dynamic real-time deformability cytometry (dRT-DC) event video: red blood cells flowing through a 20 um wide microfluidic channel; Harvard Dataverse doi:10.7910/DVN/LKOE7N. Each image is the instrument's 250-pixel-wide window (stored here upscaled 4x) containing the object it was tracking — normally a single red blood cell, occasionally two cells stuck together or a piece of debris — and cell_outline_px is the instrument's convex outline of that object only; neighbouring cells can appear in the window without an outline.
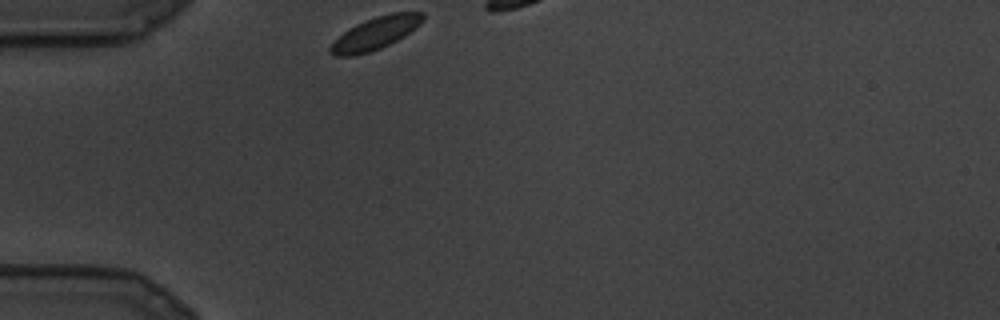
{"species": "common noctule bat (a hibernating species)", "species_latin": "Nyctalus noctula", "temperature_condition": "cold", "stored_images_in_passage": 2, "camera_frame_rate_fps": 3000, "um_per_image_px": 0.085, "animal": {"sex": "male", "body_mass_g": 19.5, "forearm_length_mm": 54.6}, "frame": {"image": 1, "passage_image": 1, "time_ms": 0.0, "image_size_px": [1000, 320], "cell_outline_px": [[424, 20], [420, 24], [404, 36], [380, 48], [368, 52], [352, 56], [336, 56], [328, 52], [328, 48], [344, 32], [356, 24], [376, 16], [392, 12], [424, 12]], "centroid_in_image_um": [31.92, 2.82], "position_along_channel_um": 53.1, "area_um2": 17.22}}